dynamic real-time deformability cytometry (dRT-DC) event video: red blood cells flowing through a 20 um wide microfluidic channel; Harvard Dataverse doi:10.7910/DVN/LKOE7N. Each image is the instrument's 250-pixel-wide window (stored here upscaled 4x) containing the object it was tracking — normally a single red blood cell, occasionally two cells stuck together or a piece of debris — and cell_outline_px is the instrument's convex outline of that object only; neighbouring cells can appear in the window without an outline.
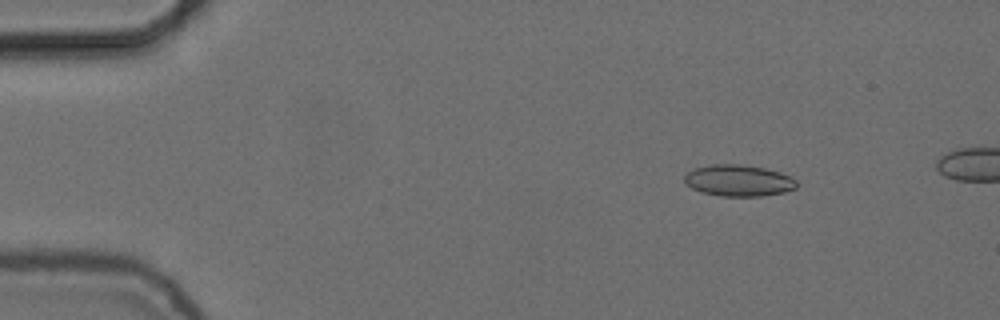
{"species": "common noctule bat (a hibernating species)", "species_latin": "Nyctalus noctula", "temperature_condition": "cold", "stored_images_in_passage": 18, "camera_frame_rate_fps": 3000, "um_per_image_px": 0.085, "animal": {"sex": "female", "body_mass_g": 24.6, "forearm_length_mm": 56.2}, "frame": {"image": 1, "passage_image": 8, "time_ms": 2.333, "image_size_px": [1000, 320], "cell_outline_px": [[796, 188], [784, 192], [760, 196], [720, 196], [704, 192], [692, 188], [684, 184], [684, 176], [692, 168], [712, 164], [740, 164], [764, 168], [780, 172], [796, 180]], "centroid_in_image_um": [62.74, 15.34], "position_along_channel_um": 22.3, "area_um2": 20.52}}